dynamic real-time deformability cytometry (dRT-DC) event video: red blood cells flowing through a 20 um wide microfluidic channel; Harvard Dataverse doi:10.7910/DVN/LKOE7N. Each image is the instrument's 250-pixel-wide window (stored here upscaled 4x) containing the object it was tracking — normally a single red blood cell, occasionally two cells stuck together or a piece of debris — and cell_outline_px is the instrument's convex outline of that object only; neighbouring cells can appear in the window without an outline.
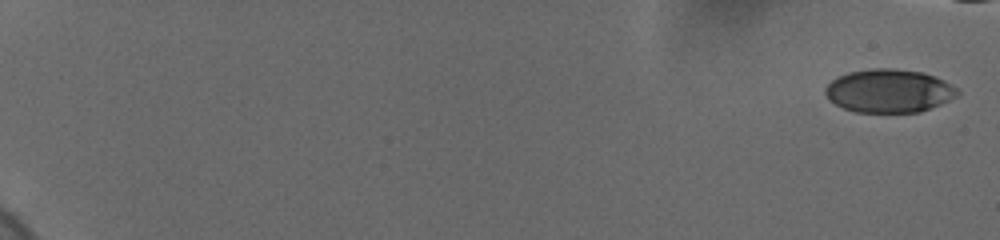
{"species": "human", "species_latin": "Homo sapiens", "temperature_condition": "cold", "stored_images_in_passage": 17, "camera_frame_rate_fps": 3000, "um_per_image_px": 0.085, "donor": {"sex": "female"}, "frame": {"image": 1, "passage_image": 1, "time_ms": 0.0, "image_size_px": [1000, 240], "cell_outline_px": [[960, 92], [956, 96], [940, 104], [920, 112], [856, 112], [844, 108], [828, 100], [824, 92], [824, 88], [836, 76], [848, 72], [872, 68], [892, 68], [920, 72], [944, 80], [956, 88]], "centroid_in_image_um": [75.51, 7.72], "position_along_channel_um": 9.5, "area_um2": 33.29}}
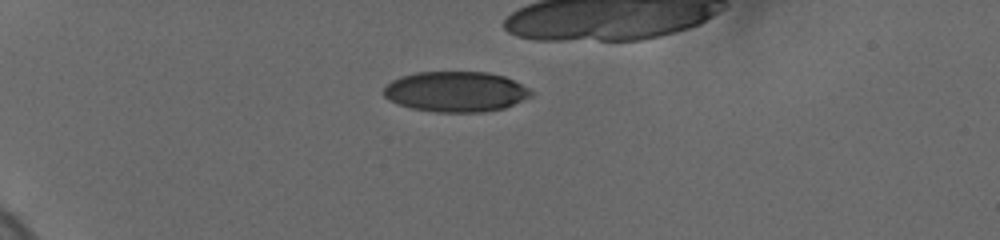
{"frame": {"image": 2, "passage_image": 9, "time_ms": 5.667, "image_size_px": [1000, 240], "cell_outline_px": [[532, 96], [504, 108], [480, 112], [436, 112], [412, 108], [388, 100], [380, 92], [392, 80], [400, 76], [416, 72], [488, 72], [504, 76], [528, 88], [532, 92]], "centroid_in_image_um": [38.7, 7.78], "position_along_channel_um": 46.3, "area_um2": 34.62}}
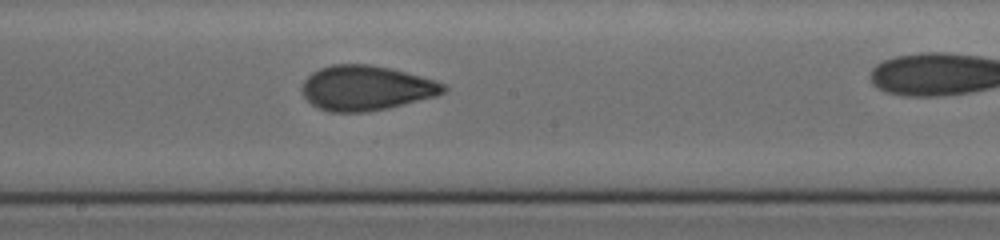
{"frame": {"image": 3, "passage_image": 16, "time_ms": 11.667, "image_size_px": [1000, 240], "cell_outline_px": [[448, 88], [444, 92], [436, 96], [388, 108], [368, 112], [328, 112], [312, 104], [304, 96], [304, 80], [312, 72], [320, 68], [332, 64], [368, 64], [392, 68], [420, 76], [444, 84]], "centroid_in_image_um": [31.13, 7.48], "position_along_channel_um": 217.1, "area_um2": 36.76}}